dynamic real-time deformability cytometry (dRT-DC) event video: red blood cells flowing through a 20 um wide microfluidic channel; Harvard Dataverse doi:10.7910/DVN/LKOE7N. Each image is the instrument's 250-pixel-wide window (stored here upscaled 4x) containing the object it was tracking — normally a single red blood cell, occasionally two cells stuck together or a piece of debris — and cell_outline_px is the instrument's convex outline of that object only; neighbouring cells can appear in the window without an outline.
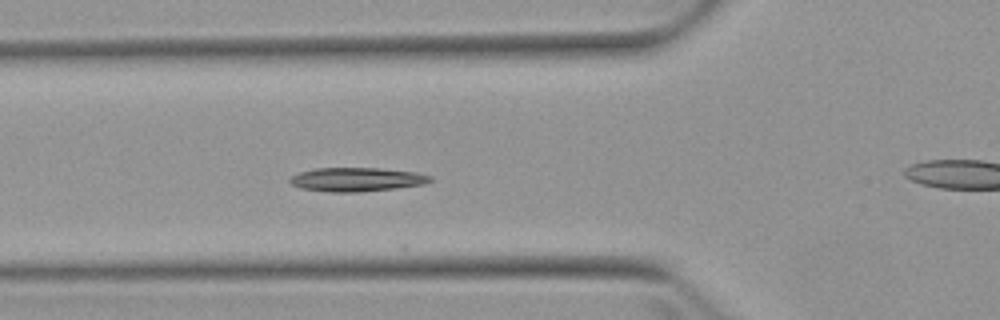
{"species": "Egyptian fruit bat (a non-hibernating species)", "species_latin": "Rousettus aegyptiacus", "temperature_condition": "warm", "stored_images_in_passage": 5, "segment_of_instrument_passage": [1, 2], "camera_frame_rate_fps": 3000, "um_per_image_px": 0.085, "animal": {"sex": "female"}, "frame": {"image": 1, "passage_image": 4, "time_ms": 4.667, "image_size_px": [1000, 320], "cell_outline_px": [[432, 180], [424, 184], [396, 188], [360, 192], [328, 192], [300, 188], [292, 184], [288, 180], [292, 176], [300, 172], [316, 168], [380, 168], [416, 172], [432, 176]], "centroid_in_image_um": [30.32, 15.25], "position_along_channel_um": 95.5, "area_um2": 19.54}}